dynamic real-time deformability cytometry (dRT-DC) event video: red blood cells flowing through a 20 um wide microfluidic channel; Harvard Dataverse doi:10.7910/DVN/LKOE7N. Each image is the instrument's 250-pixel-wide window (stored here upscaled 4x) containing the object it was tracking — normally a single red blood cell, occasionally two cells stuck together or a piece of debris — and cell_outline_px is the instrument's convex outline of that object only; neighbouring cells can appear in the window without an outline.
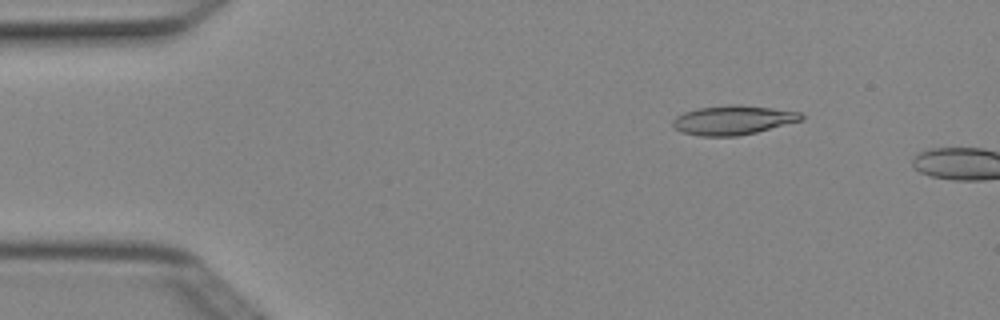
{"species": "Egyptian fruit bat (a non-hibernating species)", "species_latin": "Rousettus aegyptiacus", "temperature_condition": "cold", "stored_images_in_passage": 3, "camera_frame_rate_fps": 3000, "um_per_image_px": 0.085, "animal": {"sex": "female"}, "frame": {"image": 1, "passage_image": 2, "time_ms": 0.333, "image_size_px": [1000, 320], "cell_outline_px": [[804, 120], [756, 132], [736, 136], [700, 136], [680, 132], [672, 124], [672, 120], [676, 116], [684, 112], [696, 108], [728, 104], [740, 104], [772, 108], [800, 112], [804, 116]], "centroid_in_image_um": [62.3, 10.2], "position_along_channel_um": 22.7, "area_um2": 22.08}}